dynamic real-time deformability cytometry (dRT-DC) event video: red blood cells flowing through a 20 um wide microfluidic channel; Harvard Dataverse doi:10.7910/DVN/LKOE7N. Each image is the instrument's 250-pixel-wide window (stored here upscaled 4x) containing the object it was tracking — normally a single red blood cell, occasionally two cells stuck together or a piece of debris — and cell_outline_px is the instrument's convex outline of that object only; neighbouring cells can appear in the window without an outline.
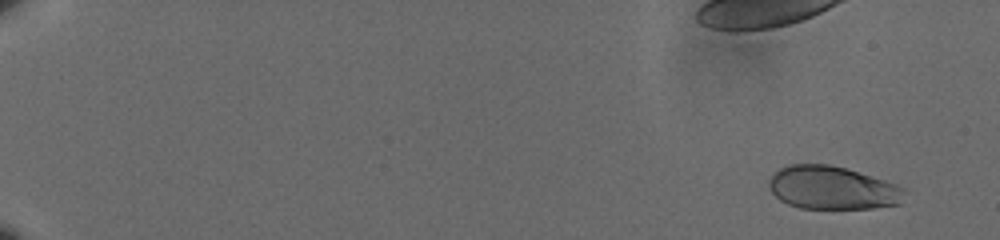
{"species": "human", "species_latin": "Homo sapiens", "temperature_condition": "cold", "stored_images_in_passage": 16, "camera_frame_rate_fps": 3000, "um_per_image_px": 0.085, "donor": {"sex": "male"}, "frame": {"image": 1, "passage_image": 3, "time_ms": 0.667, "image_size_px": [1000, 240], "cell_outline_px": [[904, 192], [900, 204], [872, 208], [800, 208], [788, 204], [780, 200], [768, 188], [768, 180], [780, 168], [788, 164], [828, 164], [844, 168], [884, 180], [896, 184], [904, 188]], "centroid_in_image_um": [70.71, 15.97], "position_along_channel_um": 14.3, "area_um2": 33.87}}
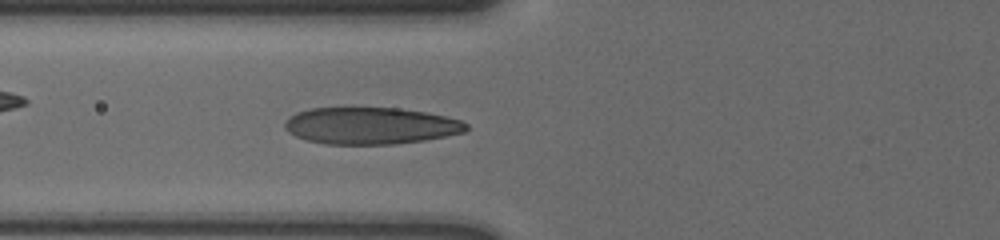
{"frame": {"image": 2, "passage_image": 16, "time_ms": 5.0, "image_size_px": [1000, 240], "cell_outline_px": [[468, 128], [464, 132], [424, 140], [392, 144], [324, 144], [308, 140], [296, 136], [288, 132], [284, 128], [284, 124], [288, 116], [296, 112], [308, 108], [396, 108], [424, 112], [444, 116], [460, 120], [468, 124]], "centroid_in_image_um": [31.45, 10.68], "position_along_channel_um": 94.4, "area_um2": 38.84}}